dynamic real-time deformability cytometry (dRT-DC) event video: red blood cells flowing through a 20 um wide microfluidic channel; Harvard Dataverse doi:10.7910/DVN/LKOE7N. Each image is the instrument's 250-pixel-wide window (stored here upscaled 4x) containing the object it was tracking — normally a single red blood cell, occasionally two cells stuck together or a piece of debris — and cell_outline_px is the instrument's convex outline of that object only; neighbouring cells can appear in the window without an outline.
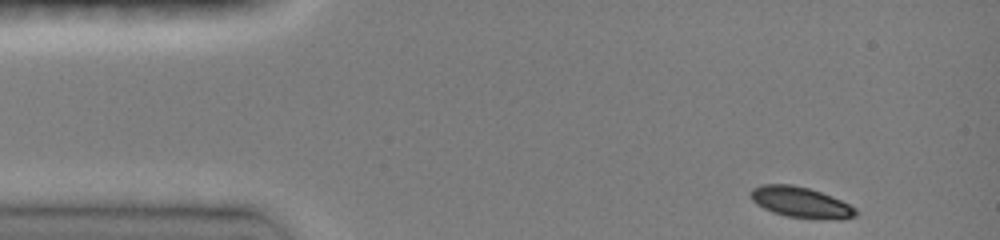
{"species": "common noctule bat (a hibernating species)", "species_latin": "Nyctalus noctula", "temperature_condition": "room temperature", "stored_images_in_passage": 30, "camera_frame_rate_fps": 3000, "um_per_image_px": 0.085, "animal": {"sex": "female", "body_mass_g": 19.0, "forearm_length_mm": 51.5}, "frame": {"image": 1, "passage_image": 1, "time_ms": 0.0, "image_size_px": [1000, 240], "cell_outline_px": [[856, 216], [840, 220], [788, 216], [772, 212], [756, 204], [748, 196], [752, 188], [760, 184], [792, 184], [808, 188], [832, 196], [856, 208]], "centroid_in_image_um": [68.03, 17.18], "position_along_channel_um": 17.0, "area_um2": 18.79}}
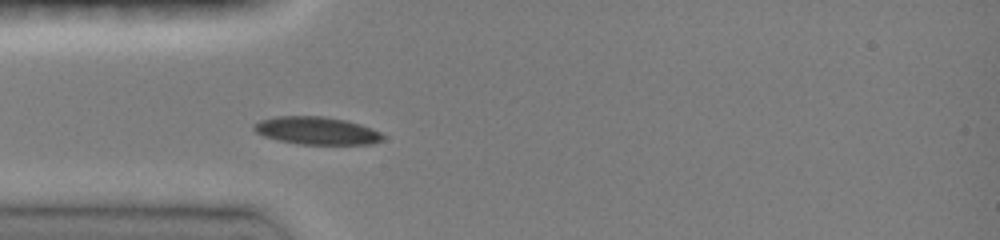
{"frame": {"image": 2, "passage_image": 12, "time_ms": 3.0, "image_size_px": [1000, 240], "cell_outline_px": [[384, 140], [372, 144], [300, 144], [280, 140], [264, 136], [256, 132], [252, 128], [252, 124], [260, 120], [276, 116], [324, 116], [344, 120], [360, 124], [372, 128], [380, 132], [384, 136]], "centroid_in_image_um": [26.92, 11.1], "position_along_channel_um": 58.1, "area_um2": 20.81}}
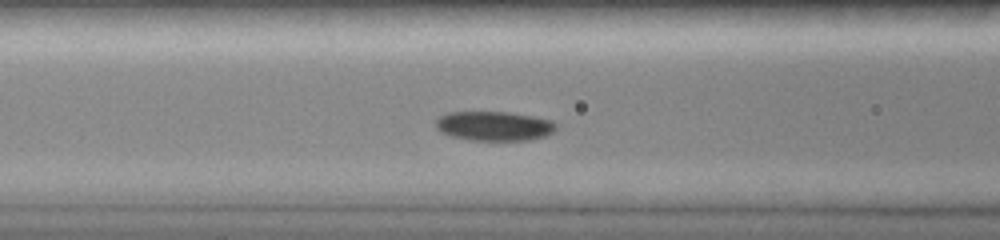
{"frame": {"image": 3, "passage_image": 18, "time_ms": 4.667, "image_size_px": [1000, 240], "cell_outline_px": [[556, 128], [552, 132], [544, 136], [532, 140], [468, 140], [452, 136], [440, 132], [436, 128], [436, 120], [440, 116], [448, 112], [508, 112], [532, 116], [552, 120], [556, 124]], "centroid_in_image_um": [41.99, 10.71], "position_along_channel_um": 124.6, "area_um2": 20.63}}